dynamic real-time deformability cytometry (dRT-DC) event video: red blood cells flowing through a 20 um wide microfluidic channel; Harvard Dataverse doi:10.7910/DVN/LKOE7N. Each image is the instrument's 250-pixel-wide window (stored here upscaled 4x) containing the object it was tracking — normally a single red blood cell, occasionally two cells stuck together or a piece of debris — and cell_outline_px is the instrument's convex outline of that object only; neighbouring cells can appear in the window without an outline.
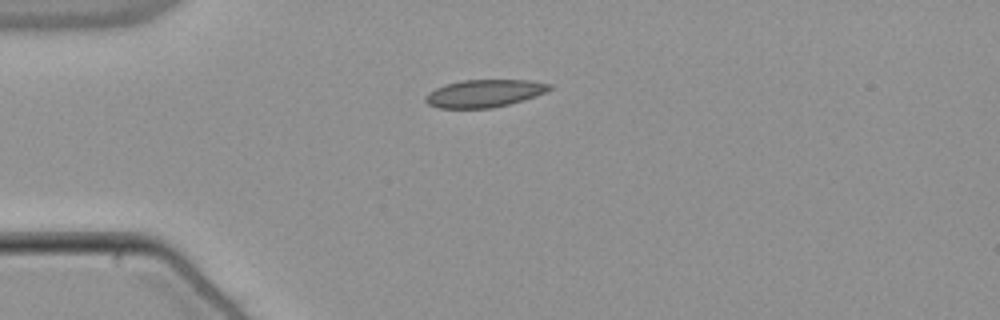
{"species": "common noctule bat (a hibernating species)", "species_latin": "Nyctalus noctula", "temperature_condition": "warm", "stored_images_in_passage": 32, "camera_frame_rate_fps": 3000, "um_per_image_px": 0.085, "animal": {"sex": "male", "body_mass_g": 21.5, "forearm_length_mm": 52.0}, "frame": {"image": 1, "passage_image": 1, "time_ms": 0.0, "image_size_px": [1000, 320], "cell_outline_px": [[552, 88], [536, 96], [524, 100], [492, 108], [436, 108], [428, 104], [424, 100], [424, 96], [428, 92], [444, 84], [464, 80], [528, 80], [552, 84]], "centroid_in_image_um": [41.13, 7.94], "position_along_channel_um": 43.9, "area_um2": 20.0}}
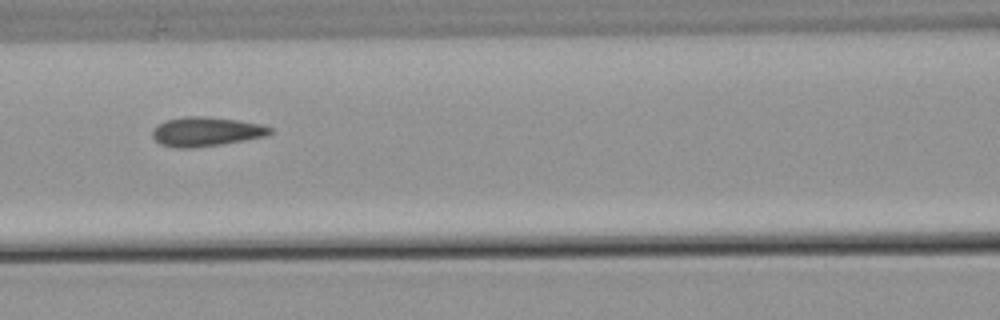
{"frame": {"image": 2, "passage_image": 11, "time_ms": 3.333, "image_size_px": [1000, 320], "cell_outline_px": [[272, 132], [268, 136], [220, 144], [192, 148], [176, 148], [160, 144], [152, 136], [152, 128], [164, 120], [184, 116], [200, 116], [236, 120], [264, 124], [272, 128]], "centroid_in_image_um": [17.5, 11.18], "position_along_channel_um": 149.1, "area_um2": 20.17}}
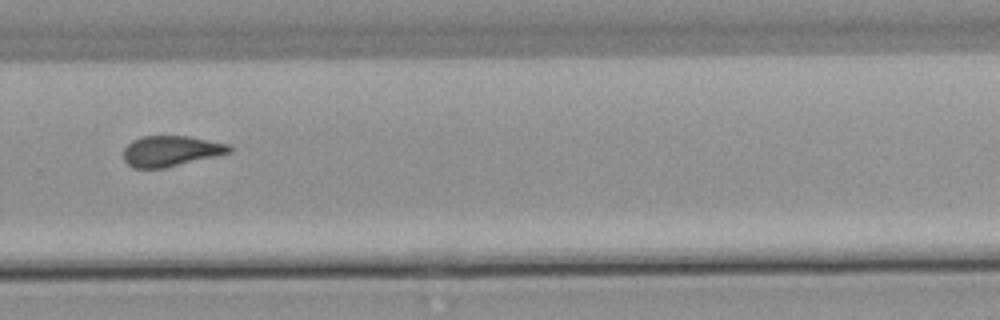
{"frame": {"image": 3, "passage_image": 24, "time_ms": 7.667, "image_size_px": [1000, 320], "cell_outline_px": [[232, 152], [164, 168], [132, 168], [124, 160], [124, 148], [132, 140], [144, 136], [188, 136], [228, 144], [232, 148]], "centroid_in_image_um": [14.5, 12.84], "position_along_channel_um": 315.3, "area_um2": 18.73}, "authors_computed_cell_mechanics": {"area_um2": 19.6809, "velocity_mm_per_s": 3.8526, "shape_relaxation_time_tau1_ms": null, "shape_relaxation_time_tau2_ms": 2.6228, "deformation_change_tau1": null, "deformation_change_tau2": 0.0525}}